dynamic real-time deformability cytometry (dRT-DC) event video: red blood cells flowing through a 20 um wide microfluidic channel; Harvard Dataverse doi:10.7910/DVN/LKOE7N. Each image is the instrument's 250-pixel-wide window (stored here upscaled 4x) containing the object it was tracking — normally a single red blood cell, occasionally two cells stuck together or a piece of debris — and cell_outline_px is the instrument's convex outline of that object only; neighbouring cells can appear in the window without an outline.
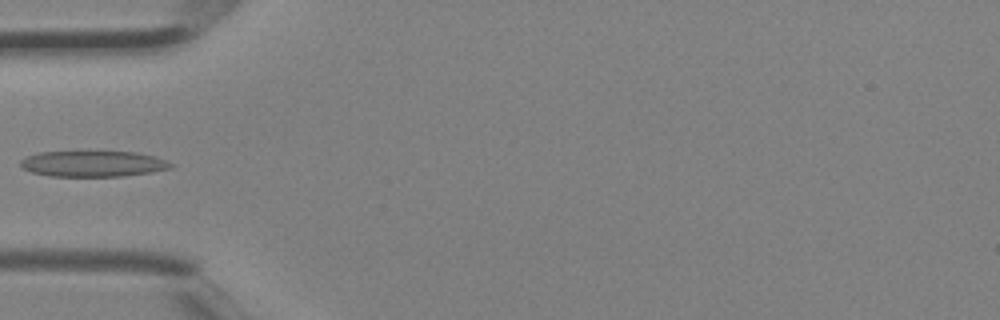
{"species": "Egyptian fruit bat (a non-hibernating species)", "species_latin": "Rousettus aegyptiacus", "temperature_condition": "room temperature", "stored_images_in_passage": 4, "camera_frame_rate_fps": 3000, "um_per_image_px": 0.085, "animal": {"sex": "female"}, "frame": {"image": 1, "passage_image": 4, "time_ms": 1.0, "image_size_px": [1000, 320], "cell_outline_px": [[172, 168], [152, 172], [124, 176], [48, 176], [32, 172], [24, 168], [20, 164], [20, 160], [28, 156], [40, 152], [100, 148], [136, 152], [156, 156], [172, 164]], "centroid_in_image_um": [7.92, 13.86], "position_along_channel_um": 77.1, "area_um2": 23.87}}